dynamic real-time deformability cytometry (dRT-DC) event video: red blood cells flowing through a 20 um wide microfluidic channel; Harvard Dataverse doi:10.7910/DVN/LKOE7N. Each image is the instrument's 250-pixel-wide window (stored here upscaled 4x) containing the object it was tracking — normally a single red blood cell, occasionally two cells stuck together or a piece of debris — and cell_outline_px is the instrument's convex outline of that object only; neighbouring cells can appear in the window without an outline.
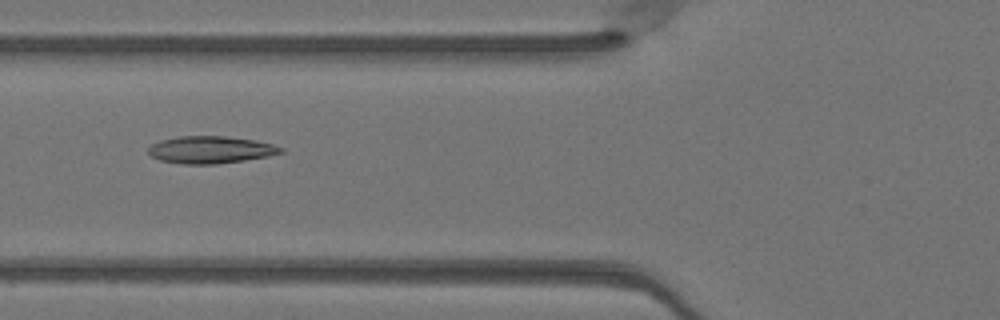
{"species": "Egyptian fruit bat (a non-hibernating species)", "species_latin": "Rousettus aegyptiacus", "temperature_condition": "warm", "stored_images_in_passage": 26, "camera_frame_rate_fps": 3000, "um_per_image_px": 0.085, "animal": {"sex": "female"}, "frame": {"image": 1, "passage_image": 5, "time_ms": 1.333, "image_size_px": [1000, 320], "cell_outline_px": [[284, 152], [268, 156], [244, 160], [216, 164], [180, 164], [160, 160], [152, 156], [148, 152], [148, 148], [152, 144], [160, 140], [180, 136], [224, 136], [256, 140], [272, 144], [284, 148]], "centroid_in_image_um": [17.9, 12.73], "position_along_channel_um": 107.9, "area_um2": 21.04}}
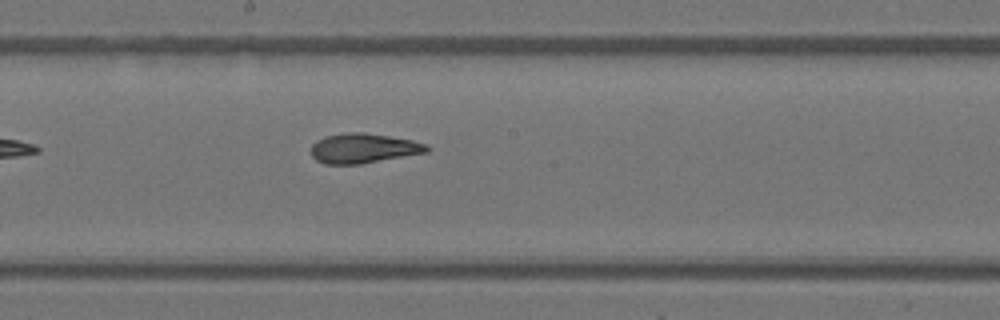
{"frame": {"image": 2, "passage_image": 13, "time_ms": 4.0, "image_size_px": [1000, 320], "cell_outline_px": [[432, 148], [428, 152], [360, 164], [324, 164], [316, 160], [312, 156], [312, 144], [316, 140], [324, 136], [348, 132], [364, 132], [412, 140], [428, 144]], "centroid_in_image_um": [30.91, 12.6], "position_along_channel_um": 217.3, "area_um2": 20.17}}
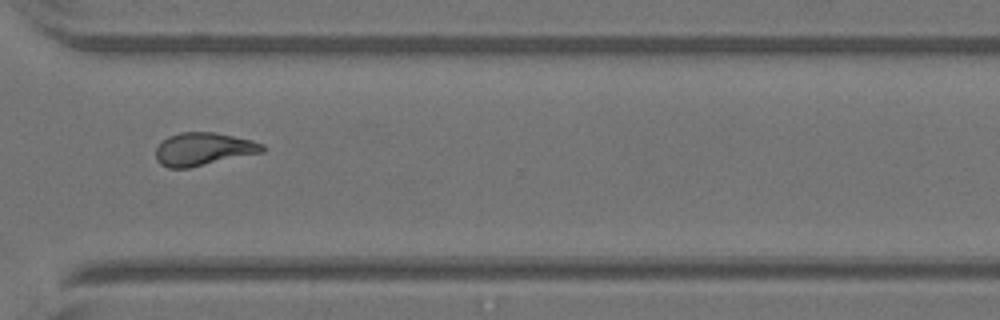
{"frame": {"image": 3, "passage_image": 23, "time_ms": 7.333, "image_size_px": [1000, 320], "cell_outline_px": [[264, 152], [188, 168], [168, 168], [160, 164], [156, 160], [156, 148], [168, 136], [180, 132], [216, 132], [252, 140], [264, 144]], "centroid_in_image_um": [17.29, 12.67], "position_along_channel_um": 353.3, "area_um2": 20.46}, "authors_computed_cell_mechanics": {"area_um2": 20.23, "velocity_mm_per_s": 4.0937, "shape_relaxation_time_tau1_ms": null, "shape_relaxation_time_tau2_ms": 1.7268, "deformation_change_tau1": null, "deformation_change_tau2": 0.0955}}